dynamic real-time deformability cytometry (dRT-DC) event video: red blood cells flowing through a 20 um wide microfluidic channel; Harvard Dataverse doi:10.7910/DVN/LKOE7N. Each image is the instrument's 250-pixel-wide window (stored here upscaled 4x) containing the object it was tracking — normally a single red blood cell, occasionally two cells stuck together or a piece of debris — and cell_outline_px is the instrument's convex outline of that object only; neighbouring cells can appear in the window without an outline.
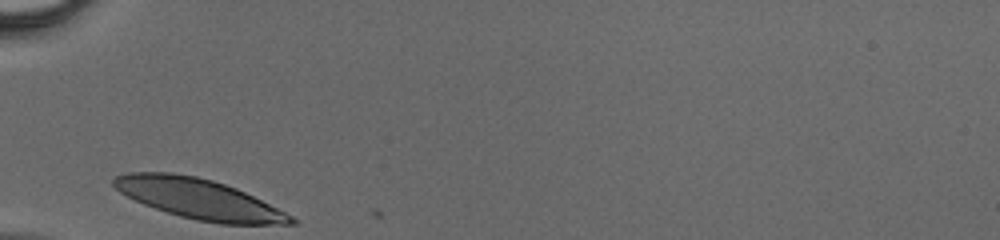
{"species": "human", "species_latin": "Homo sapiens", "temperature_condition": "cold", "stored_images_in_passage": 23, "camera_frame_rate_fps": 3000, "um_per_image_px": 0.085, "donor": {"sex": "male"}, "frame": {"image": 1, "passage_image": 1, "time_ms": 0.0, "image_size_px": [1000, 240], "cell_outline_px": [[296, 224], [220, 224], [196, 220], [180, 216], [144, 204], [120, 192], [112, 184], [112, 180], [116, 176], [128, 172], [172, 172], [196, 176], [212, 180], [236, 188], [292, 216], [296, 220]], "centroid_in_image_um": [16.87, 16.9], "position_along_channel_um": 68.1, "area_um2": 40.92}}
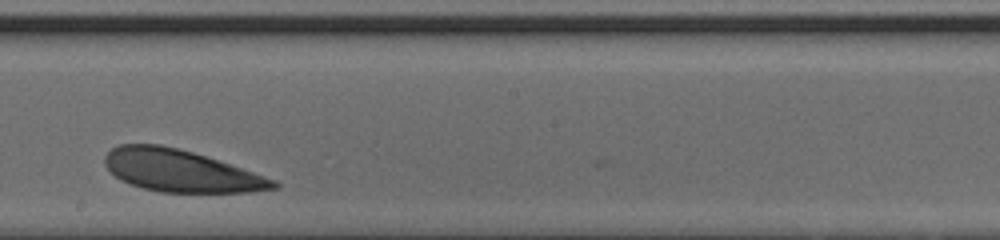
{"frame": {"image": 2, "passage_image": 13, "time_ms": 4.0, "image_size_px": [1000, 240], "cell_outline_px": [[280, 188], [248, 192], [160, 192], [144, 188], [120, 180], [104, 164], [104, 156], [112, 148], [120, 144], [160, 144], [192, 152], [276, 180], [280, 184]], "centroid_in_image_um": [15.34, 14.52], "position_along_channel_um": 232.9, "area_um2": 40.69}}
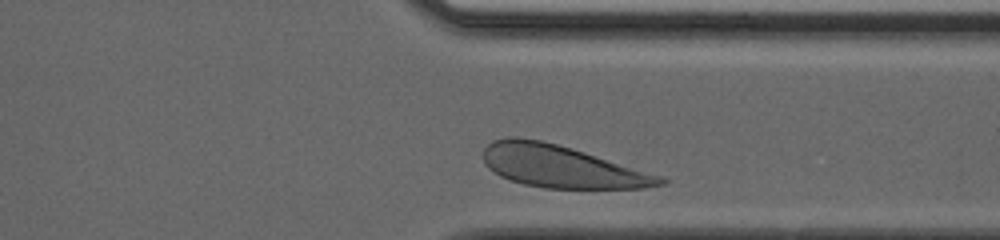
{"frame": {"image": 3, "passage_image": 22, "time_ms": 7.0, "image_size_px": [1000, 240], "cell_outline_px": [[668, 184], [648, 188], [544, 188], [524, 184], [500, 176], [488, 168], [484, 164], [484, 148], [492, 140], [508, 136], [520, 136], [540, 140], [556, 144], [660, 176], [668, 180]], "centroid_in_image_um": [47.66, 14.15], "position_along_channel_um": 363.7, "area_um2": 43.0}}